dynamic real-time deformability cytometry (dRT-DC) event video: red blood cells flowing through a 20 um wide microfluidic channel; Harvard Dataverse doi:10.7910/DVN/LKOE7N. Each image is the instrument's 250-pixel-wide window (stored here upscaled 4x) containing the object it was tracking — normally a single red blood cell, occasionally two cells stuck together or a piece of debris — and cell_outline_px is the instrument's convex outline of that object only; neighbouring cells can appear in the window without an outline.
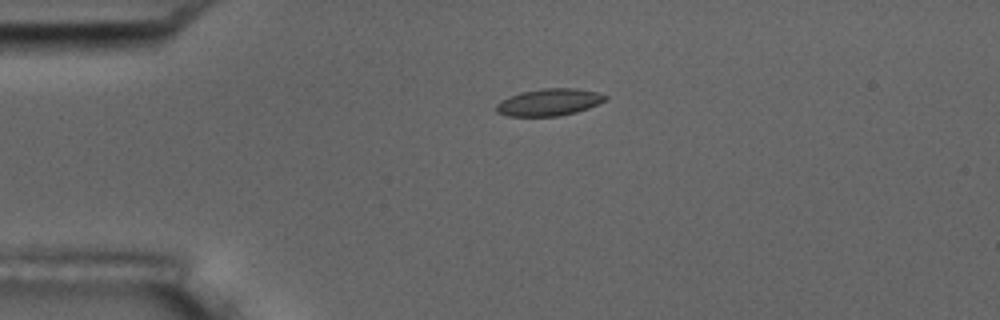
{"species": "common noctule bat (a hibernating species)", "species_latin": "Nyctalus noctula", "temperature_condition": "room temperature", "stored_images_in_passage": 3, "camera_frame_rate_fps": 3000, "um_per_image_px": 0.085, "animal": {"sex": "male", "body_mass_g": 17.5, "forearm_length_mm": 52.3}, "frame": {"image": 1, "passage_image": 1, "time_ms": 0.0, "image_size_px": [1000, 320], "cell_outline_px": [[608, 96], [604, 100], [588, 108], [576, 112], [556, 116], [508, 116], [496, 112], [496, 104], [500, 100], [520, 92], [544, 88], [576, 88], [596, 92]], "centroid_in_image_um": [46.63, 8.68], "position_along_channel_um": 38.4, "area_um2": 17.05}}
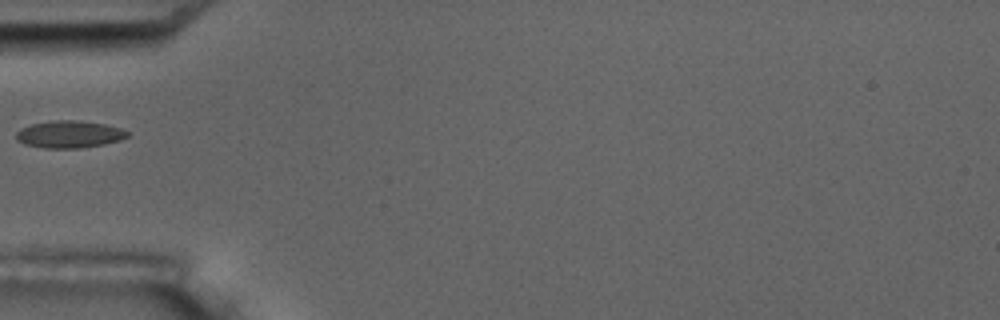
{"frame": {"image": 2, "passage_image": 3, "time_ms": 2.0, "image_size_px": [1000, 320], "cell_outline_px": [[128, 136], [120, 140], [104, 144], [76, 148], [44, 148], [24, 144], [16, 140], [16, 132], [20, 128], [32, 124], [52, 120], [76, 120], [104, 124], [120, 128], [128, 132]], "centroid_in_image_um": [5.85, 11.41], "position_along_channel_um": 79.1, "area_um2": 17.57}}